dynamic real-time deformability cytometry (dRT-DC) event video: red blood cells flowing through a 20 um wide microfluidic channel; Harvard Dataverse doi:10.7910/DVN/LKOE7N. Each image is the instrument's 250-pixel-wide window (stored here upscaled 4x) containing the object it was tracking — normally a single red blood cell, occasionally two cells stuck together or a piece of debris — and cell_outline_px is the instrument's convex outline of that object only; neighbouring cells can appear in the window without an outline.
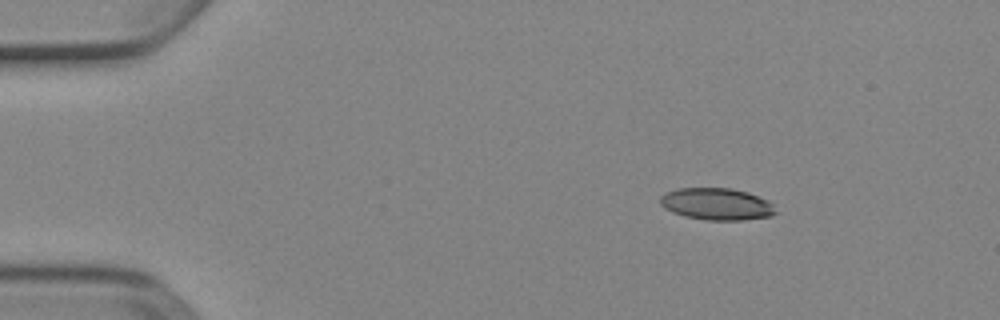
{"species": "Egyptian fruit bat (a non-hibernating species)", "species_latin": "Rousettus aegyptiacus", "temperature_condition": "cold", "stored_images_in_passage": 3, "camera_frame_rate_fps": 3000, "um_per_image_px": 0.085, "animal": {"sex": "female"}, "frame": {"image": 1, "passage_image": 1, "time_ms": 0.0, "image_size_px": [1000, 320], "cell_outline_px": [[776, 212], [772, 216], [744, 220], [704, 220], [684, 216], [672, 212], [664, 208], [660, 204], [660, 196], [676, 188], [732, 188], [748, 192], [768, 200], [772, 204]], "centroid_in_image_um": [60.91, 17.34], "position_along_channel_um": 24.1, "area_um2": 21.62}}